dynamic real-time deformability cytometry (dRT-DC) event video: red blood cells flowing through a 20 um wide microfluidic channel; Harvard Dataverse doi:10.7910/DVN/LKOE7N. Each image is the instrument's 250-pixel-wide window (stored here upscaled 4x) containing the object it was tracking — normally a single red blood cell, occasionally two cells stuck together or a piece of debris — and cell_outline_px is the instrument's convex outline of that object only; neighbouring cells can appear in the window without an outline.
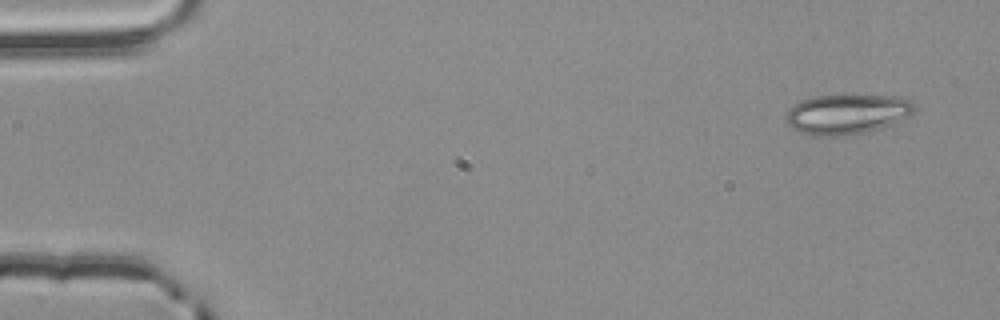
{"species": "common noctule bat (a hibernating species)", "species_latin": "Nyctalus noctula", "temperature_condition": "room temperature", "stored_images_in_passage": 3, "camera_frame_rate_fps": 3000, "um_per_image_px": 0.085, "animal": {"sex": "male", "body_mass_g": 20.4}, "frame": {"image": 1, "passage_image": 1, "time_ms": 0.0, "image_size_px": [1000, 320], "cell_outline_px": [[916, 108], [908, 116], [896, 124], [864, 132], [836, 136], [820, 136], [800, 132], [792, 128], [784, 120], [784, 116], [788, 108], [800, 100], [812, 96], [892, 96], [912, 100], [916, 104]], "centroid_in_image_um": [71.98, 9.7], "position_along_channel_um": 13.0, "area_um2": 30.0}}